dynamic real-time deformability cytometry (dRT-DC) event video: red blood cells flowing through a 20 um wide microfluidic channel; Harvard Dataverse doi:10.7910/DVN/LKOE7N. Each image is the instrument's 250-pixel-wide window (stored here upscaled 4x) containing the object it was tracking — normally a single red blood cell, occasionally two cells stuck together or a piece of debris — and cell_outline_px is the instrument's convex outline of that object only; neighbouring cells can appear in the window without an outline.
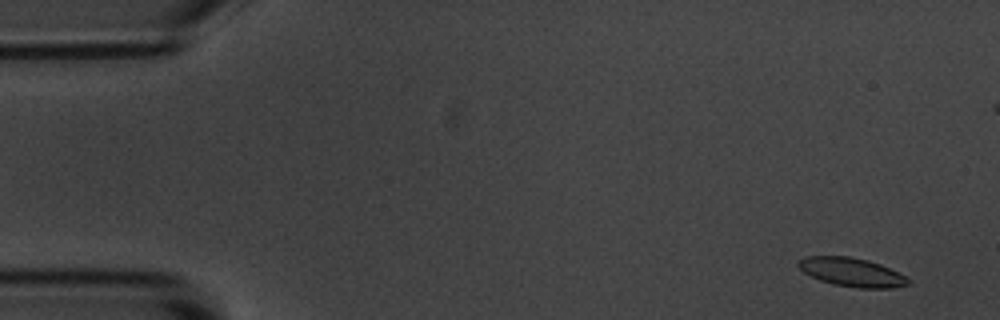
{"species": "common noctule bat (a hibernating species)", "species_latin": "Nyctalus noctula", "temperature_condition": "room temperature", "stored_images_in_passage": 6, "camera_frame_rate_fps": 3000, "um_per_image_px": 0.085, "animal": {"sex": "male", "body_mass_g": 20.1, "forearm_length_mm": 53.5}, "frame": {"image": 1, "passage_image": 1, "time_ms": 0.0, "image_size_px": [1000, 320], "cell_outline_px": [[912, 280], [908, 284], [892, 288], [856, 288], [832, 284], [820, 280], [804, 272], [796, 264], [800, 260], [808, 256], [848, 256], [868, 260], [880, 264]], "centroid_in_image_um": [72.4, 23.14], "position_along_channel_um": 12.6, "area_um2": 18.21}}